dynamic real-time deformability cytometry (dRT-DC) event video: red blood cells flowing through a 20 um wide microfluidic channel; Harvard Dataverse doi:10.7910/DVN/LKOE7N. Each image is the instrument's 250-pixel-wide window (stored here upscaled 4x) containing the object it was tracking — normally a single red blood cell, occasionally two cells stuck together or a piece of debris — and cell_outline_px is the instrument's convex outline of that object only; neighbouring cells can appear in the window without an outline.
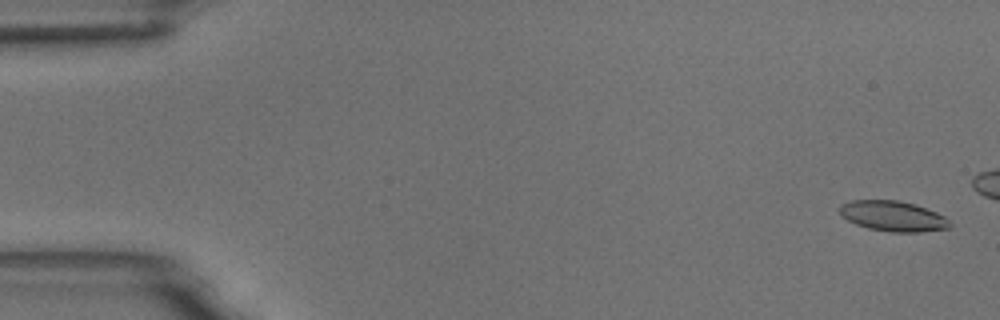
{"species": "common noctule bat (a hibernating species)", "species_latin": "Nyctalus noctula", "temperature_condition": "room temperature", "stored_images_in_passage": 5, "camera_frame_rate_fps": 3000, "um_per_image_px": 0.085, "animal": {"sex": "male", "body_mass_g": 18.8}, "frame": {"image": 1, "passage_image": 1, "time_ms": 0.0, "image_size_px": [1000, 320], "cell_outline_px": [[952, 224], [948, 228], [920, 232], [892, 232], [868, 228], [856, 224], [840, 216], [840, 204], [852, 200], [900, 200], [916, 204], [936, 212], [944, 216]], "centroid_in_image_um": [75.89, 18.36], "position_along_channel_um": 9.1, "area_um2": 19.54}}
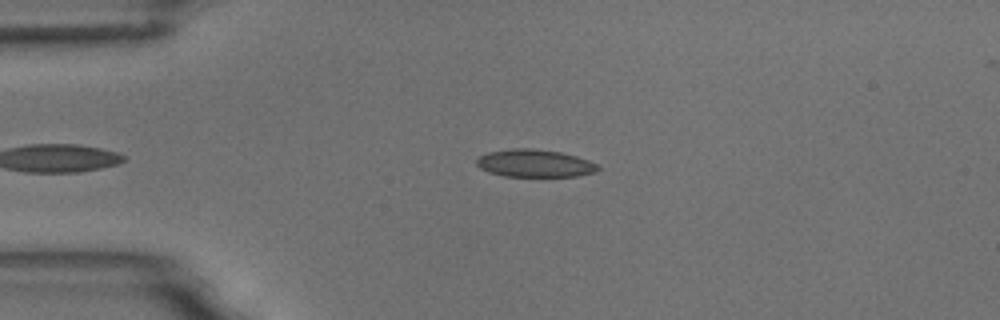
{"frame": {"image": 2, "passage_image": 5, "time_ms": 5.667, "image_size_px": [1000, 320], "cell_outline_px": [[600, 168], [592, 172], [576, 176], [504, 176], [488, 172], [480, 168], [476, 164], [476, 160], [480, 156], [488, 152], [512, 148], [532, 148], [560, 152], [576, 156], [588, 160], [596, 164]], "centroid_in_image_um": [45.4, 13.87], "position_along_channel_um": 39.6, "area_um2": 19.36}}